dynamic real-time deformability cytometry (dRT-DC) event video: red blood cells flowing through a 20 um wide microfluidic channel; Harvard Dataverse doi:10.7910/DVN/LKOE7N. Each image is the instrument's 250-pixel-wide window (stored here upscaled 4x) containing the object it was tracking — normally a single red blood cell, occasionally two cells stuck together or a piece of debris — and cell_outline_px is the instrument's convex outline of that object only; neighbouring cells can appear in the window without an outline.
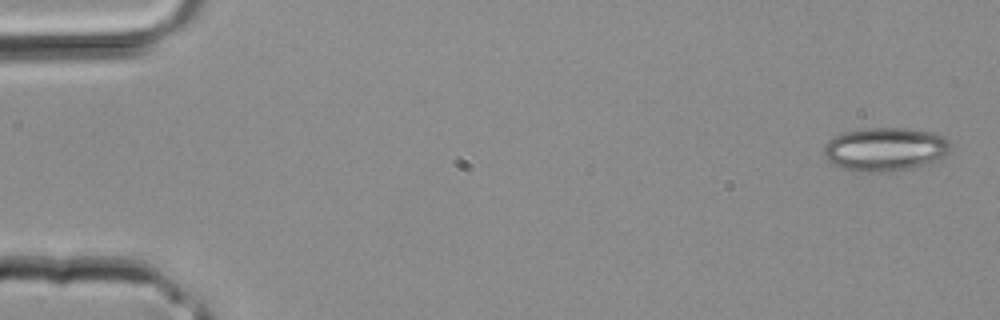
{"species": "common noctule bat (a hibernating species)", "species_latin": "Nyctalus noctula", "temperature_condition": "room temperature", "stored_images_in_passage": 9, "camera_frame_rate_fps": 3000, "um_per_image_px": 0.085, "animal": {"sex": "male", "body_mass_g": 20.4}, "frame": {"image": 1, "passage_image": 2, "time_ms": 0.333, "image_size_px": [1000, 320], "cell_outline_px": [[952, 148], [940, 160], [912, 168], [892, 172], [860, 172], [844, 168], [832, 164], [824, 156], [824, 144], [828, 140], [844, 132], [868, 128], [904, 128], [936, 132], [944, 136], [952, 144]], "centroid_in_image_um": [75.28, 12.69], "position_along_channel_um": 9.7, "area_um2": 32.6}}